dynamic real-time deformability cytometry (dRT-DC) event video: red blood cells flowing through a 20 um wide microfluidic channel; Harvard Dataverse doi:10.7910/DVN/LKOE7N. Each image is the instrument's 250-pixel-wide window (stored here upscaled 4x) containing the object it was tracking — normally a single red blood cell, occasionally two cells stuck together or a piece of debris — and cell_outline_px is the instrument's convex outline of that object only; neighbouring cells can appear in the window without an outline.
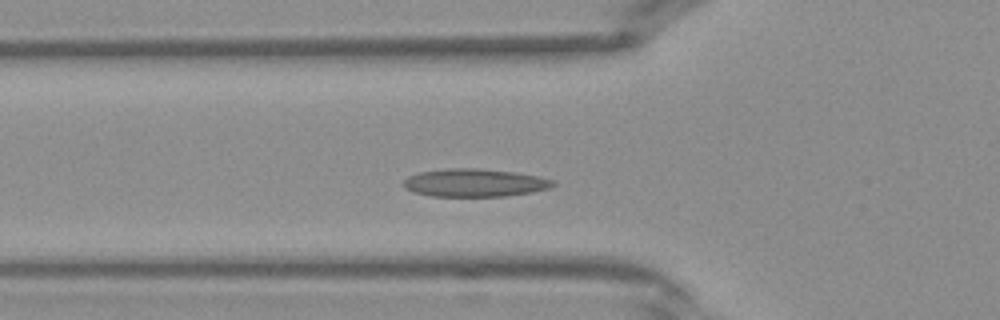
{"species": "Egyptian fruit bat (a non-hibernating species)", "species_latin": "Rousettus aegyptiacus", "temperature_condition": "warm", "stored_images_in_passage": 29, "camera_frame_rate_fps": 3000, "um_per_image_px": 0.085, "frame": {"image": 1, "passage_image": 2, "time_ms": 0.333, "image_size_px": [1000, 320], "cell_outline_px": [[556, 184], [552, 188], [532, 192], [504, 196], [432, 196], [412, 192], [404, 188], [404, 180], [408, 176], [420, 172], [448, 168], [480, 168], [512, 172], [540, 176], [552, 180]], "centroid_in_image_um": [40.35, 15.53], "position_along_channel_um": 85.4, "area_um2": 24.39}}
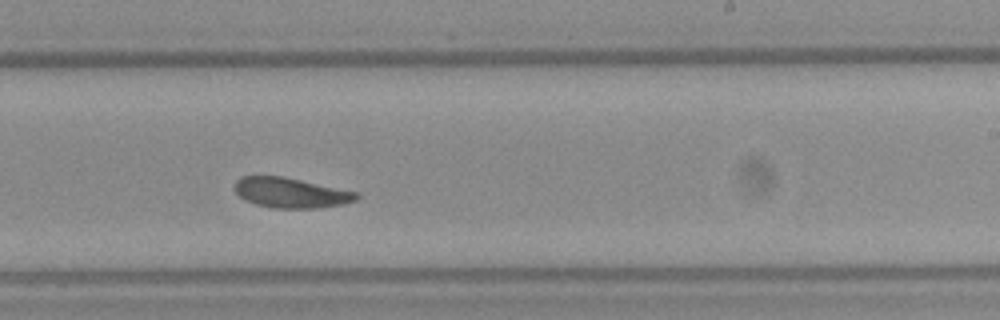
{"frame": {"image": 2, "passage_image": 13, "time_ms": 4.0, "image_size_px": [1000, 320], "cell_outline_px": [[360, 196], [356, 200], [344, 204], [316, 208], [272, 208], [256, 204], [240, 196], [232, 188], [232, 184], [240, 176], [284, 176], [356, 192]], "centroid_in_image_um": [24.68, 16.38], "position_along_channel_um": 264.3, "area_um2": 21.39}}
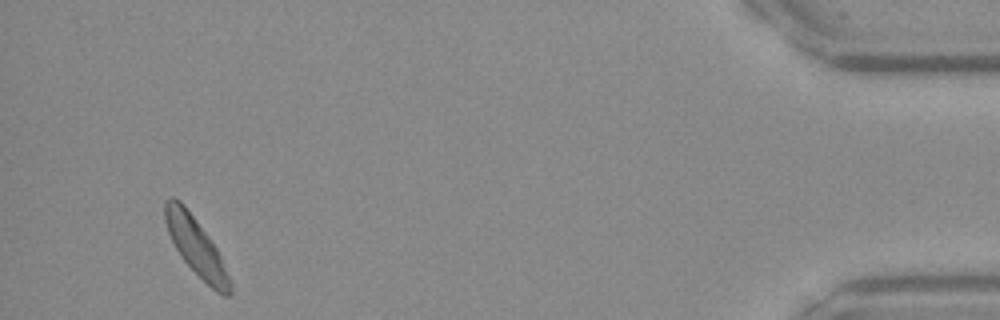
{"frame": {"image": 3, "passage_image": 27, "time_ms": 8.667, "image_size_px": [1000, 320], "cell_outline_px": [[232, 292], [228, 296], [224, 296], [216, 292], [184, 260], [176, 248], [168, 232], [164, 220], [164, 200], [172, 196], [180, 200], [184, 204], [208, 236], [216, 248], [220, 256], [232, 284]], "centroid_in_image_um": [16.65, 20.92], "position_along_channel_um": 418.6, "area_um2": 21.39}}